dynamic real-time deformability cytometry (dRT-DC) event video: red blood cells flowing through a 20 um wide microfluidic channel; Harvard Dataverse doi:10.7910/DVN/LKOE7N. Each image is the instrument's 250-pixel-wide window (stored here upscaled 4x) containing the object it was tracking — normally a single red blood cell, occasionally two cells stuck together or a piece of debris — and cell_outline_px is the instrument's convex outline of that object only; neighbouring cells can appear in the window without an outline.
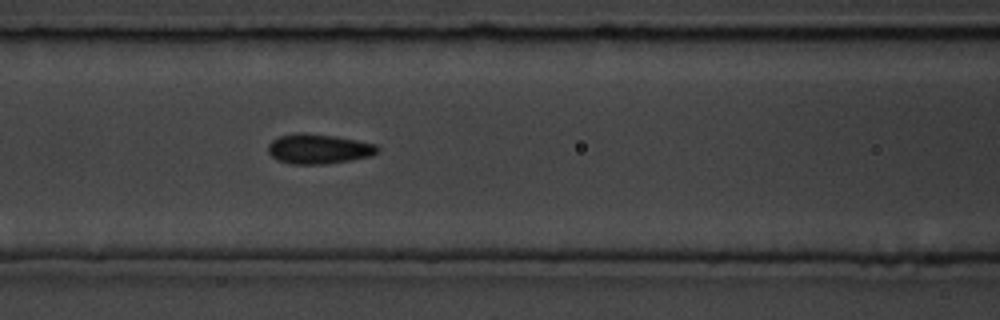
{"species": "common noctule bat (a hibernating species)", "species_latin": "Nyctalus noctula", "temperature_condition": "room temperature", "stored_images_in_passage": 7, "camera_frame_rate_fps": 3000, "um_per_image_px": 0.085, "animal": {"sex": "male", "body_mass_g": 19.5, "forearm_length_mm": 54.6}, "frame": {"image": 1, "passage_image": 7, "time_ms": 7.667, "image_size_px": [1000, 320], "cell_outline_px": [[380, 152], [372, 156], [352, 160], [324, 164], [292, 164], [276, 160], [268, 152], [268, 144], [272, 140], [280, 136], [296, 132], [304, 132], [336, 136], [376, 144], [380, 148]], "centroid_in_image_um": [27.1, 12.65], "position_along_channel_um": 139.5, "area_um2": 19.31}}